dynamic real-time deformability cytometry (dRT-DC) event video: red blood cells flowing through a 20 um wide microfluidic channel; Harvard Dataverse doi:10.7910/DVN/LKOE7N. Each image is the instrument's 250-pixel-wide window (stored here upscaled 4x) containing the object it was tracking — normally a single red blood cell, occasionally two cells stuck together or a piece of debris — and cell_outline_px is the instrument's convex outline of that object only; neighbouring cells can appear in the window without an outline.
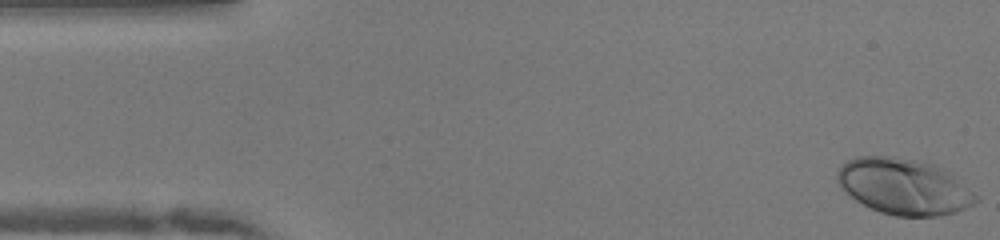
{"species": "human", "species_latin": "Homo sapiens", "temperature_condition": "warm", "stored_images_in_passage": 49, "camera_frame_rate_fps": 3000, "um_per_image_px": 0.085, "donor": {"sex": "female"}, "frame": {"image": 1, "passage_image": 1, "time_ms": 0.0, "image_size_px": [1000, 240], "cell_outline_px": [[980, 200], [956, 212], [940, 216], [896, 216], [880, 212], [856, 200], [836, 180], [836, 172], [848, 160], [856, 156], [896, 156], [916, 160], [932, 164], [952, 172], [980, 196]], "centroid_in_image_um": [76.9, 15.85], "position_along_channel_um": 8.1, "area_um2": 45.37}}
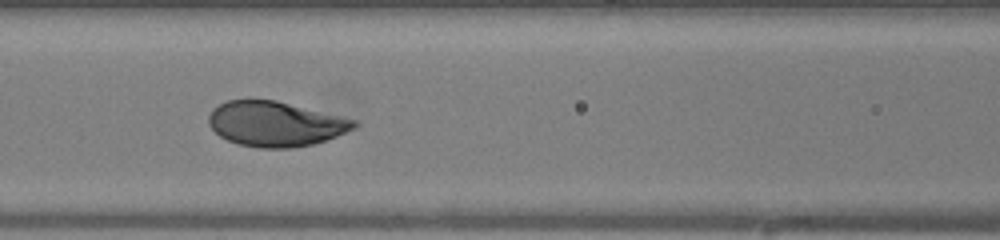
{"frame": {"image": 2, "passage_image": 20, "time_ms": 6.333, "image_size_px": [1000, 240], "cell_outline_px": [[360, 124], [356, 128], [336, 136], [312, 144], [292, 148], [256, 148], [240, 144], [228, 140], [220, 136], [208, 124], [208, 116], [220, 104], [228, 100], [276, 100], [356, 120]], "centroid_in_image_um": [23.43, 10.54], "position_along_channel_um": 143.2, "area_um2": 37.8}}
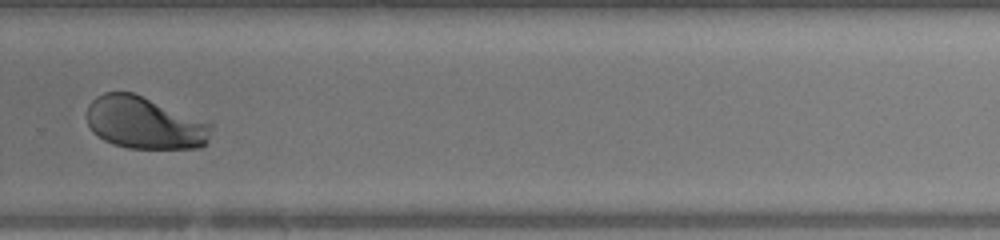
{"frame": {"image": 3, "passage_image": 33, "time_ms": 10.667, "image_size_px": [1000, 240], "cell_outline_px": [[212, 128], [208, 144], [200, 148], [128, 148], [112, 144], [104, 140], [92, 132], [88, 124], [88, 104], [96, 96], [104, 92], [132, 92], [212, 124]], "centroid_in_image_um": [12.28, 10.46], "position_along_channel_um": 317.5, "area_um2": 37.69}, "authors_computed_cell_mechanics": {"area_um2": 38.4948, "velocity_mm_per_s": 4.0329, "shape_relaxation_time_tau1_ms": 2.1012, "shape_relaxation_time_tau2_ms": null, "deformation_change_tau1": 0.1494, "deformation_change_tau2": null}}